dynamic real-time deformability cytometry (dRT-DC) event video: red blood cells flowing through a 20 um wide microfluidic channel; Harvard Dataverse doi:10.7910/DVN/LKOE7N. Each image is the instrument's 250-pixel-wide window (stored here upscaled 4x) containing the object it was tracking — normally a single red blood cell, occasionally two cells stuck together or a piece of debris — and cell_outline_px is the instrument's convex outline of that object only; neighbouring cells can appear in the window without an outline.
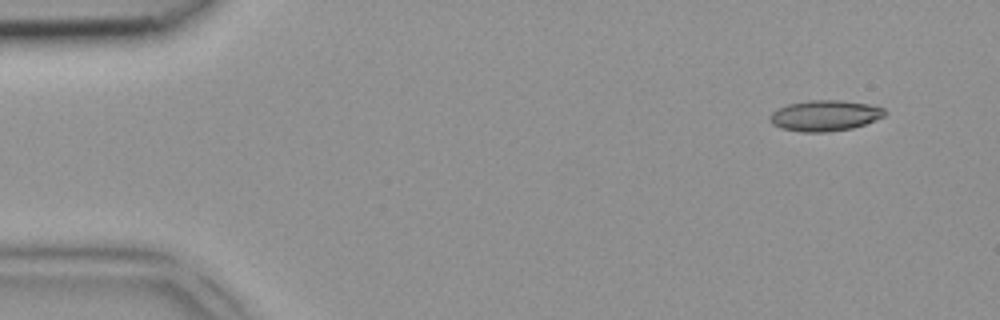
{"species": "common noctule bat (a hibernating species)", "species_latin": "Nyctalus noctula", "temperature_condition": "room temperature", "stored_images_in_passage": 4, "camera_frame_rate_fps": 3000, "um_per_image_px": 0.085, "animal": {"sex": "female", "body_mass_g": 18.4}, "frame": {"image": 1, "passage_image": 1, "time_ms": 0.0, "image_size_px": [1000, 320], "cell_outline_px": [[888, 112], [884, 116], [864, 124], [852, 128], [828, 132], [800, 132], [780, 128], [772, 124], [768, 120], [768, 116], [772, 112], [788, 104], [808, 100], [840, 100], [868, 104], [884, 108]], "centroid_in_image_um": [70.09, 9.83], "position_along_channel_um": 14.9, "area_um2": 20.69}}
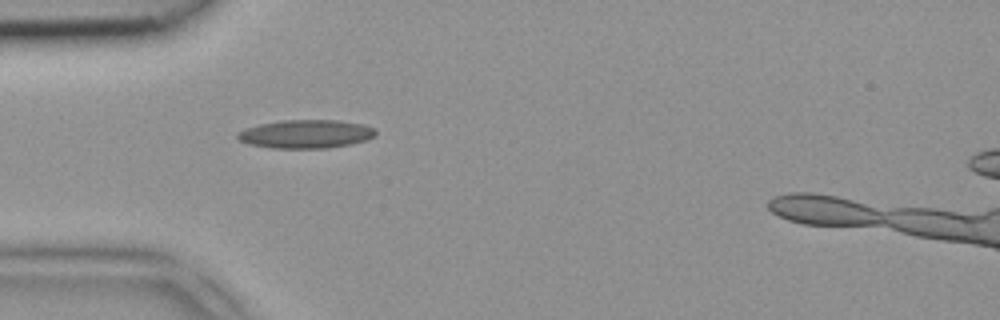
{"frame": {"image": 2, "passage_image": 4, "time_ms": 1.0, "image_size_px": [1000, 320], "cell_outline_px": [[376, 136], [364, 140], [348, 144], [328, 148], [272, 148], [248, 144], [240, 140], [236, 136], [236, 132], [244, 128], [260, 124], [284, 120], [336, 120], [364, 124], [376, 128]], "centroid_in_image_um": [25.99, 11.38], "position_along_channel_um": 59.0, "area_um2": 22.95}}